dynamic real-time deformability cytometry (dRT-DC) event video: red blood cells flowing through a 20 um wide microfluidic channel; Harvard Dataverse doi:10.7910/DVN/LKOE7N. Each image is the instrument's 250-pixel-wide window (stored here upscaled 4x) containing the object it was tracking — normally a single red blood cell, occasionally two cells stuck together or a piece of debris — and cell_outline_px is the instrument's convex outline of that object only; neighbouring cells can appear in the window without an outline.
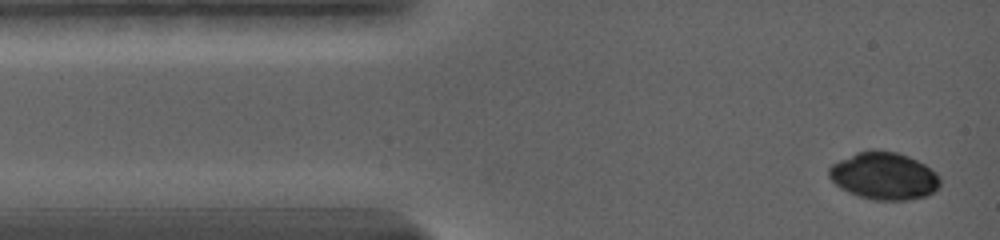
{"species": "common noctule bat (a hibernating species)", "species_latin": "Nyctalus noctula", "temperature_condition": "warm", "stored_images_in_passage": 19, "camera_frame_rate_fps": 5000, "um_per_image_px": 0.085, "animal": {"sex": "female", "body_mass_g": 19.0, "forearm_length_mm": 56.7}, "frame": {"image": 1, "passage_image": 1, "time_ms": 0.0, "image_size_px": [1000, 240], "cell_outline_px": [[940, 184], [928, 196], [908, 200], [872, 200], [848, 192], [840, 188], [828, 176], [828, 168], [832, 164], [856, 152], [896, 152], [908, 156], [924, 164], [936, 172], [940, 176]], "centroid_in_image_um": [75.14, 14.98], "position_along_channel_um": 9.9, "area_um2": 30.29}}
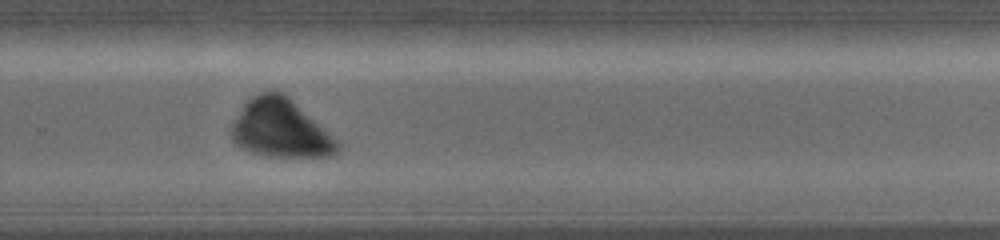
{"frame": {"image": 2, "passage_image": 16, "time_ms": 9.8, "image_size_px": [1000, 240], "cell_outline_px": [[340, 148], [336, 152], [328, 156], [268, 156], [248, 152], [236, 144], [232, 140], [228, 132], [232, 124], [244, 104], [252, 96], [260, 92], [284, 92], [336, 140], [340, 144]], "centroid_in_image_um": [23.78, 10.93], "position_along_channel_um": 306.0, "area_um2": 35.55}}